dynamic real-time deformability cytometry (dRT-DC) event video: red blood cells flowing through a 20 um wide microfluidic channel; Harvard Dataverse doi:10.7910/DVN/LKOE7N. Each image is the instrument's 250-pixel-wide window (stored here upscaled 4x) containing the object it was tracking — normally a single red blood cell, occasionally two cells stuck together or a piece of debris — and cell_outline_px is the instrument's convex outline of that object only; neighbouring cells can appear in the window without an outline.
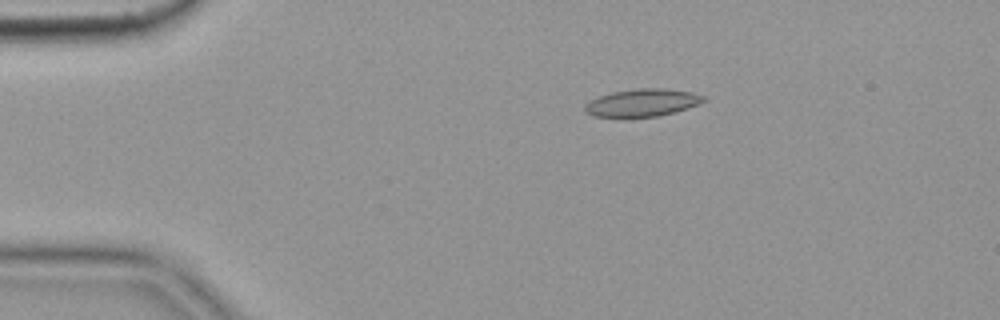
{"species": "common noctule bat (a hibernating species)", "species_latin": "Nyctalus noctula", "temperature_condition": "cold", "stored_images_in_passage": 4, "camera_frame_rate_fps": 3000, "um_per_image_px": 0.085, "animal": {"sex": "female", "body_mass_g": 19.9}, "frame": {"image": 1, "passage_image": 2, "time_ms": 0.333, "image_size_px": [1000, 320], "cell_outline_px": [[704, 100], [688, 108], [660, 116], [592, 116], [584, 108], [584, 104], [600, 96], [612, 92], [640, 88], [660, 88], [692, 92], [704, 96]], "centroid_in_image_um": [54.6, 8.72], "position_along_channel_um": 30.4, "area_um2": 18.55}}
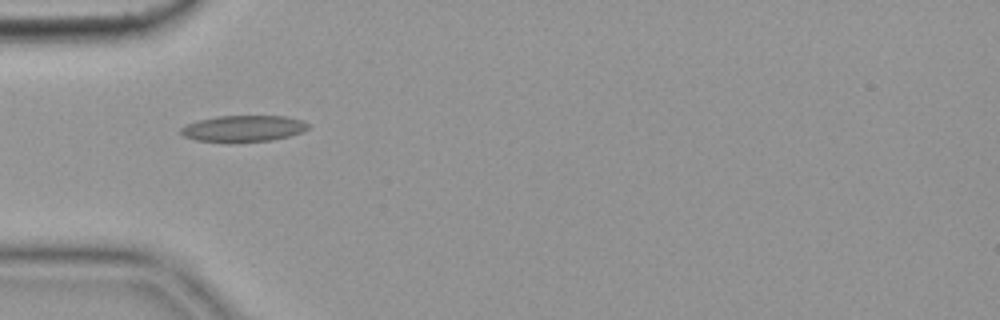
{"frame": {"image": 2, "passage_image": 4, "time_ms": 1.0, "image_size_px": [1000, 320], "cell_outline_px": [[308, 128], [300, 132], [288, 136], [272, 140], [196, 140], [184, 136], [180, 132], [180, 128], [184, 124], [196, 120], [216, 116], [284, 116], [304, 120], [308, 124]], "centroid_in_image_um": [20.66, 10.88], "position_along_channel_um": 64.3, "area_um2": 18.96}}